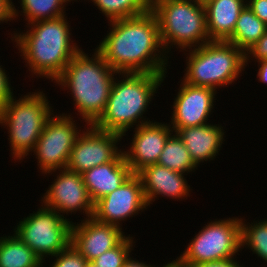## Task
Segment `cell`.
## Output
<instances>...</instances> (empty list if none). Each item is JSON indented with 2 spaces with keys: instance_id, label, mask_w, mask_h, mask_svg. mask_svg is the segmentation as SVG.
I'll return each instance as SVG.
<instances>
[{
  "instance_id": "cell-20",
  "label": "cell",
  "mask_w": 267,
  "mask_h": 267,
  "mask_svg": "<svg viewBox=\"0 0 267 267\" xmlns=\"http://www.w3.org/2000/svg\"><path fill=\"white\" fill-rule=\"evenodd\" d=\"M210 41H227L247 0H203Z\"/></svg>"
},
{
  "instance_id": "cell-1",
  "label": "cell",
  "mask_w": 267,
  "mask_h": 267,
  "mask_svg": "<svg viewBox=\"0 0 267 267\" xmlns=\"http://www.w3.org/2000/svg\"><path fill=\"white\" fill-rule=\"evenodd\" d=\"M109 31L95 48L117 73L167 74L169 57L160 39L155 13L108 22ZM109 32V33H108Z\"/></svg>"
},
{
  "instance_id": "cell-28",
  "label": "cell",
  "mask_w": 267,
  "mask_h": 267,
  "mask_svg": "<svg viewBox=\"0 0 267 267\" xmlns=\"http://www.w3.org/2000/svg\"><path fill=\"white\" fill-rule=\"evenodd\" d=\"M54 261H50L49 267H85L87 260L85 257L70 243L65 249L53 256Z\"/></svg>"
},
{
  "instance_id": "cell-17",
  "label": "cell",
  "mask_w": 267,
  "mask_h": 267,
  "mask_svg": "<svg viewBox=\"0 0 267 267\" xmlns=\"http://www.w3.org/2000/svg\"><path fill=\"white\" fill-rule=\"evenodd\" d=\"M137 174L141 178L144 196L149 207L160 196L182 201V199H187L192 192L184 177L185 174L158 164L148 165Z\"/></svg>"
},
{
  "instance_id": "cell-35",
  "label": "cell",
  "mask_w": 267,
  "mask_h": 267,
  "mask_svg": "<svg viewBox=\"0 0 267 267\" xmlns=\"http://www.w3.org/2000/svg\"><path fill=\"white\" fill-rule=\"evenodd\" d=\"M153 264H146L144 261L136 260V258H133L132 255L129 256V258L125 261L123 267H154Z\"/></svg>"
},
{
  "instance_id": "cell-31",
  "label": "cell",
  "mask_w": 267,
  "mask_h": 267,
  "mask_svg": "<svg viewBox=\"0 0 267 267\" xmlns=\"http://www.w3.org/2000/svg\"><path fill=\"white\" fill-rule=\"evenodd\" d=\"M246 5L267 25V0H247Z\"/></svg>"
},
{
  "instance_id": "cell-11",
  "label": "cell",
  "mask_w": 267,
  "mask_h": 267,
  "mask_svg": "<svg viewBox=\"0 0 267 267\" xmlns=\"http://www.w3.org/2000/svg\"><path fill=\"white\" fill-rule=\"evenodd\" d=\"M122 138L118 133L86 124L75 141L66 169L83 174L95 166L113 161L122 152L118 147Z\"/></svg>"
},
{
  "instance_id": "cell-33",
  "label": "cell",
  "mask_w": 267,
  "mask_h": 267,
  "mask_svg": "<svg viewBox=\"0 0 267 267\" xmlns=\"http://www.w3.org/2000/svg\"><path fill=\"white\" fill-rule=\"evenodd\" d=\"M13 21L12 0H0V24Z\"/></svg>"
},
{
  "instance_id": "cell-21",
  "label": "cell",
  "mask_w": 267,
  "mask_h": 267,
  "mask_svg": "<svg viewBox=\"0 0 267 267\" xmlns=\"http://www.w3.org/2000/svg\"><path fill=\"white\" fill-rule=\"evenodd\" d=\"M43 264L15 232L0 237V267H44Z\"/></svg>"
},
{
  "instance_id": "cell-3",
  "label": "cell",
  "mask_w": 267,
  "mask_h": 267,
  "mask_svg": "<svg viewBox=\"0 0 267 267\" xmlns=\"http://www.w3.org/2000/svg\"><path fill=\"white\" fill-rule=\"evenodd\" d=\"M93 51L89 57L81 49L53 81L62 90L71 92L74 108L82 119L80 122L88 125H92L104 112L114 78L118 74L96 49Z\"/></svg>"
},
{
  "instance_id": "cell-10",
  "label": "cell",
  "mask_w": 267,
  "mask_h": 267,
  "mask_svg": "<svg viewBox=\"0 0 267 267\" xmlns=\"http://www.w3.org/2000/svg\"><path fill=\"white\" fill-rule=\"evenodd\" d=\"M54 114L47 119L32 151L42 174L66 169L75 141L83 131L72 114Z\"/></svg>"
},
{
  "instance_id": "cell-34",
  "label": "cell",
  "mask_w": 267,
  "mask_h": 267,
  "mask_svg": "<svg viewBox=\"0 0 267 267\" xmlns=\"http://www.w3.org/2000/svg\"><path fill=\"white\" fill-rule=\"evenodd\" d=\"M257 62L258 74L256 78L262 84L265 83L267 85V60H259Z\"/></svg>"
},
{
  "instance_id": "cell-26",
  "label": "cell",
  "mask_w": 267,
  "mask_h": 267,
  "mask_svg": "<svg viewBox=\"0 0 267 267\" xmlns=\"http://www.w3.org/2000/svg\"><path fill=\"white\" fill-rule=\"evenodd\" d=\"M258 221V222H257ZM247 223V224H246ZM241 251L245 247L267 262V219L246 222L241 217ZM267 264V263H266Z\"/></svg>"
},
{
  "instance_id": "cell-22",
  "label": "cell",
  "mask_w": 267,
  "mask_h": 267,
  "mask_svg": "<svg viewBox=\"0 0 267 267\" xmlns=\"http://www.w3.org/2000/svg\"><path fill=\"white\" fill-rule=\"evenodd\" d=\"M71 1L77 0H20L21 10H19L12 0V19L15 21L20 15L24 16L26 24L55 19L66 15V5Z\"/></svg>"
},
{
  "instance_id": "cell-8",
  "label": "cell",
  "mask_w": 267,
  "mask_h": 267,
  "mask_svg": "<svg viewBox=\"0 0 267 267\" xmlns=\"http://www.w3.org/2000/svg\"><path fill=\"white\" fill-rule=\"evenodd\" d=\"M240 239L241 218L215 219L192 237L177 258L186 266L233 259L241 252Z\"/></svg>"
},
{
  "instance_id": "cell-16",
  "label": "cell",
  "mask_w": 267,
  "mask_h": 267,
  "mask_svg": "<svg viewBox=\"0 0 267 267\" xmlns=\"http://www.w3.org/2000/svg\"><path fill=\"white\" fill-rule=\"evenodd\" d=\"M80 221L72 223L71 243L87 261L113 249L127 236L120 227L101 223L93 217Z\"/></svg>"
},
{
  "instance_id": "cell-2",
  "label": "cell",
  "mask_w": 267,
  "mask_h": 267,
  "mask_svg": "<svg viewBox=\"0 0 267 267\" xmlns=\"http://www.w3.org/2000/svg\"><path fill=\"white\" fill-rule=\"evenodd\" d=\"M25 33L13 31L11 40L33 76L55 81L81 50L73 36L67 16L40 20L26 25Z\"/></svg>"
},
{
  "instance_id": "cell-23",
  "label": "cell",
  "mask_w": 267,
  "mask_h": 267,
  "mask_svg": "<svg viewBox=\"0 0 267 267\" xmlns=\"http://www.w3.org/2000/svg\"><path fill=\"white\" fill-rule=\"evenodd\" d=\"M266 30L267 25L246 5L239 14L232 36L227 41L245 52L264 35Z\"/></svg>"
},
{
  "instance_id": "cell-12",
  "label": "cell",
  "mask_w": 267,
  "mask_h": 267,
  "mask_svg": "<svg viewBox=\"0 0 267 267\" xmlns=\"http://www.w3.org/2000/svg\"><path fill=\"white\" fill-rule=\"evenodd\" d=\"M54 172V173H53ZM55 178L46 192L41 196V202L43 205L50 209H54L63 217L65 214H76V212L83 211V215L87 218L92 217L94 211V203L92 202L87 188L83 182L81 174L69 171L67 169H61L51 171L45 175H52ZM85 213V214H84Z\"/></svg>"
},
{
  "instance_id": "cell-4",
  "label": "cell",
  "mask_w": 267,
  "mask_h": 267,
  "mask_svg": "<svg viewBox=\"0 0 267 267\" xmlns=\"http://www.w3.org/2000/svg\"><path fill=\"white\" fill-rule=\"evenodd\" d=\"M165 78L166 74H116L105 110L92 125L103 131L126 136L135 125L138 127L152 122L143 115L148 112L147 108L154 96H157L155 94L159 93L157 91Z\"/></svg>"
},
{
  "instance_id": "cell-5",
  "label": "cell",
  "mask_w": 267,
  "mask_h": 267,
  "mask_svg": "<svg viewBox=\"0 0 267 267\" xmlns=\"http://www.w3.org/2000/svg\"><path fill=\"white\" fill-rule=\"evenodd\" d=\"M150 9L157 17L167 54L175 46L184 52L210 41L203 0H151Z\"/></svg>"
},
{
  "instance_id": "cell-14",
  "label": "cell",
  "mask_w": 267,
  "mask_h": 267,
  "mask_svg": "<svg viewBox=\"0 0 267 267\" xmlns=\"http://www.w3.org/2000/svg\"><path fill=\"white\" fill-rule=\"evenodd\" d=\"M217 90L193 86L181 81L173 102V113L169 122L173 132L180 128L196 127L205 124L214 111ZM213 110V111H212Z\"/></svg>"
},
{
  "instance_id": "cell-19",
  "label": "cell",
  "mask_w": 267,
  "mask_h": 267,
  "mask_svg": "<svg viewBox=\"0 0 267 267\" xmlns=\"http://www.w3.org/2000/svg\"><path fill=\"white\" fill-rule=\"evenodd\" d=\"M132 171L121 152L113 161L84 172L83 182L93 203L119 188Z\"/></svg>"
},
{
  "instance_id": "cell-25",
  "label": "cell",
  "mask_w": 267,
  "mask_h": 267,
  "mask_svg": "<svg viewBox=\"0 0 267 267\" xmlns=\"http://www.w3.org/2000/svg\"><path fill=\"white\" fill-rule=\"evenodd\" d=\"M80 1V0H79ZM85 1V0H84ZM89 1V0H88ZM108 22L141 15L150 9L151 0H91Z\"/></svg>"
},
{
  "instance_id": "cell-6",
  "label": "cell",
  "mask_w": 267,
  "mask_h": 267,
  "mask_svg": "<svg viewBox=\"0 0 267 267\" xmlns=\"http://www.w3.org/2000/svg\"><path fill=\"white\" fill-rule=\"evenodd\" d=\"M44 91L27 92L16 99L14 96L0 109V126L8 129L12 160L25 159L35 148L53 106Z\"/></svg>"
},
{
  "instance_id": "cell-32",
  "label": "cell",
  "mask_w": 267,
  "mask_h": 267,
  "mask_svg": "<svg viewBox=\"0 0 267 267\" xmlns=\"http://www.w3.org/2000/svg\"><path fill=\"white\" fill-rule=\"evenodd\" d=\"M237 259H228V260H221L215 262H206L201 264H195L190 267H244V265H240V262Z\"/></svg>"
},
{
  "instance_id": "cell-15",
  "label": "cell",
  "mask_w": 267,
  "mask_h": 267,
  "mask_svg": "<svg viewBox=\"0 0 267 267\" xmlns=\"http://www.w3.org/2000/svg\"><path fill=\"white\" fill-rule=\"evenodd\" d=\"M133 129L135 133H133L131 143L127 147L129 149L122 148V152L132 173L137 174L144 167L157 164L165 142L173 130L169 122L161 123L154 121V119L152 122Z\"/></svg>"
},
{
  "instance_id": "cell-36",
  "label": "cell",
  "mask_w": 267,
  "mask_h": 267,
  "mask_svg": "<svg viewBox=\"0 0 267 267\" xmlns=\"http://www.w3.org/2000/svg\"><path fill=\"white\" fill-rule=\"evenodd\" d=\"M181 264V261L176 258L175 260H170V262H168L167 264H163V266L160 267H178ZM155 267V266H154ZM157 267H159V265H157Z\"/></svg>"
},
{
  "instance_id": "cell-13",
  "label": "cell",
  "mask_w": 267,
  "mask_h": 267,
  "mask_svg": "<svg viewBox=\"0 0 267 267\" xmlns=\"http://www.w3.org/2000/svg\"><path fill=\"white\" fill-rule=\"evenodd\" d=\"M147 208L141 178L133 173L119 188L94 203L92 217L96 221L122 229V221L137 216Z\"/></svg>"
},
{
  "instance_id": "cell-38",
  "label": "cell",
  "mask_w": 267,
  "mask_h": 267,
  "mask_svg": "<svg viewBox=\"0 0 267 267\" xmlns=\"http://www.w3.org/2000/svg\"><path fill=\"white\" fill-rule=\"evenodd\" d=\"M178 267H190V266H186V265L181 263Z\"/></svg>"
},
{
  "instance_id": "cell-9",
  "label": "cell",
  "mask_w": 267,
  "mask_h": 267,
  "mask_svg": "<svg viewBox=\"0 0 267 267\" xmlns=\"http://www.w3.org/2000/svg\"><path fill=\"white\" fill-rule=\"evenodd\" d=\"M73 221L41 203L36 212L23 217L13 229L17 236L46 263L71 243Z\"/></svg>"
},
{
  "instance_id": "cell-30",
  "label": "cell",
  "mask_w": 267,
  "mask_h": 267,
  "mask_svg": "<svg viewBox=\"0 0 267 267\" xmlns=\"http://www.w3.org/2000/svg\"><path fill=\"white\" fill-rule=\"evenodd\" d=\"M10 81L11 80H9L6 70L3 69L2 65H0V109L14 97V87L11 86Z\"/></svg>"
},
{
  "instance_id": "cell-37",
  "label": "cell",
  "mask_w": 267,
  "mask_h": 267,
  "mask_svg": "<svg viewBox=\"0 0 267 267\" xmlns=\"http://www.w3.org/2000/svg\"><path fill=\"white\" fill-rule=\"evenodd\" d=\"M85 267H98L92 261H87Z\"/></svg>"
},
{
  "instance_id": "cell-7",
  "label": "cell",
  "mask_w": 267,
  "mask_h": 267,
  "mask_svg": "<svg viewBox=\"0 0 267 267\" xmlns=\"http://www.w3.org/2000/svg\"><path fill=\"white\" fill-rule=\"evenodd\" d=\"M186 52L181 80L193 86L219 90L234 84L245 71L244 52L228 41H209Z\"/></svg>"
},
{
  "instance_id": "cell-27",
  "label": "cell",
  "mask_w": 267,
  "mask_h": 267,
  "mask_svg": "<svg viewBox=\"0 0 267 267\" xmlns=\"http://www.w3.org/2000/svg\"><path fill=\"white\" fill-rule=\"evenodd\" d=\"M136 243L132 235H127L116 247L106 251L92 262L98 267H123ZM134 246V247H133Z\"/></svg>"
},
{
  "instance_id": "cell-24",
  "label": "cell",
  "mask_w": 267,
  "mask_h": 267,
  "mask_svg": "<svg viewBox=\"0 0 267 267\" xmlns=\"http://www.w3.org/2000/svg\"><path fill=\"white\" fill-rule=\"evenodd\" d=\"M157 164L185 175L198 169L184 142L174 132L166 140Z\"/></svg>"
},
{
  "instance_id": "cell-29",
  "label": "cell",
  "mask_w": 267,
  "mask_h": 267,
  "mask_svg": "<svg viewBox=\"0 0 267 267\" xmlns=\"http://www.w3.org/2000/svg\"><path fill=\"white\" fill-rule=\"evenodd\" d=\"M244 56L245 68L250 62H253V60L254 62H257L259 60H267V30L256 43H254L244 52Z\"/></svg>"
},
{
  "instance_id": "cell-18",
  "label": "cell",
  "mask_w": 267,
  "mask_h": 267,
  "mask_svg": "<svg viewBox=\"0 0 267 267\" xmlns=\"http://www.w3.org/2000/svg\"><path fill=\"white\" fill-rule=\"evenodd\" d=\"M222 124H205L196 127L180 128L175 133L184 142L194 163L213 161L225 141V130ZM218 154V155H217Z\"/></svg>"
}]
</instances>
